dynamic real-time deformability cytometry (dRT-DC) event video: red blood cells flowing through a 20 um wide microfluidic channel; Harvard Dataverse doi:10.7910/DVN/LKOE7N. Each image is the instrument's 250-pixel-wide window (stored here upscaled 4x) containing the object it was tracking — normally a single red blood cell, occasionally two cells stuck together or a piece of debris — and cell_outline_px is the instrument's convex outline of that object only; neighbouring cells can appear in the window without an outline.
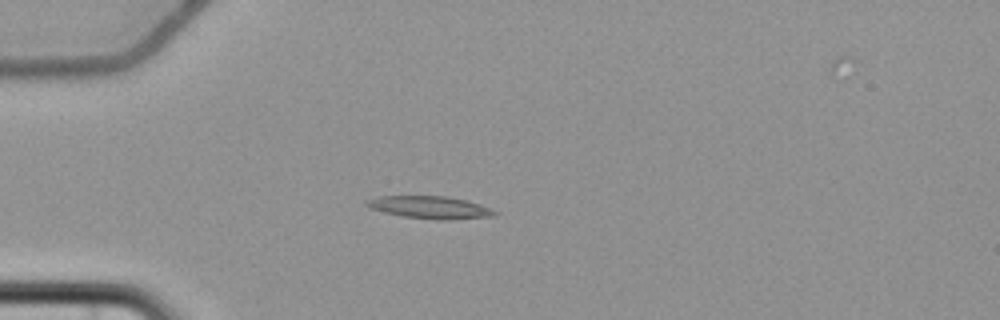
{"species": "common noctule bat (a hibernating species)", "species_latin": "Nyctalus noctula", "temperature_condition": "cold", "stored_images_in_passage": 4, "camera_frame_rate_fps": 3000, "um_per_image_px": 0.085, "animal": {"sex": "female", "body_mass_g": 22.7, "forearm_length_mm": 54.2}, "frame": {"image": 1, "passage_image": 2, "time_ms": 2.0, "image_size_px": [1000, 320], "cell_outline_px": [[500, 212], [496, 216], [448, 220], [444, 220], [404, 216], [368, 208], [364, 204], [364, 200], [376, 196], [448, 196], [480, 204]], "centroid_in_image_um": [36.55, 17.62], "position_along_channel_um": 48.4, "area_um2": 16.82}}
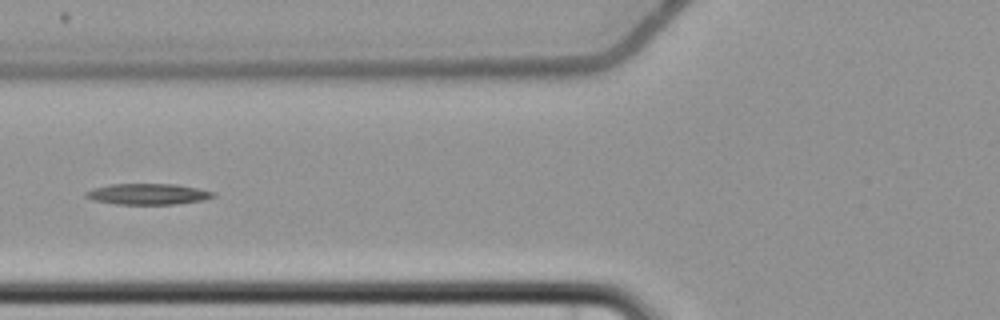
{"frame": {"image": 2, "passage_image": 4, "time_ms": 4.333, "image_size_px": [1000, 320], "cell_outline_px": [[216, 196], [204, 200], [176, 204], [116, 204], [92, 200], [84, 196], [84, 192], [96, 188], [112, 184], [176, 184], [216, 192]], "centroid_in_image_um": [12.59, 16.5], "position_along_channel_um": 113.2, "area_um2": 15.55}}